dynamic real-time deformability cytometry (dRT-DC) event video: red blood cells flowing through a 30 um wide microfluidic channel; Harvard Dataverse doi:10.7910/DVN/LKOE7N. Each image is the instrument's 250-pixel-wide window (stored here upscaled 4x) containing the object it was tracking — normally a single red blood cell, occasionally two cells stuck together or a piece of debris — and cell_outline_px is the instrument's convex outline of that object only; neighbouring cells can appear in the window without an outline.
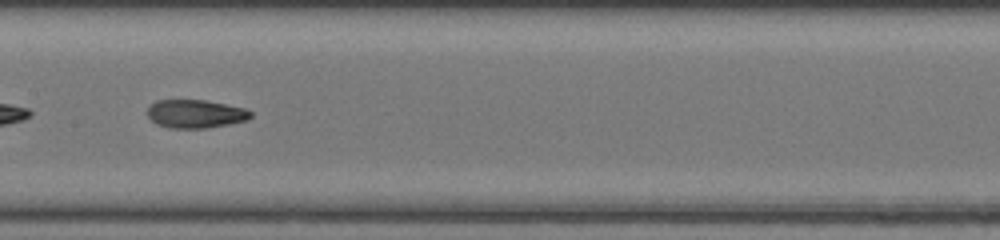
{"species": "common noctule bat (a hibernating species)", "species_latin": "Nyctalus noctula", "temperature_condition": "room temperature", "stored_images_in_passage": 33, "camera_frame_rate_fps": 3000, "um_per_image_px": 0.085, "animal": {"sex": "female", "body_mass_g": 20.0, "forearm_length_mm": 54.0}, "frame": {"image": 1, "passage_image": 15, "time_ms": 4.667, "image_size_px": [1000, 240], "cell_outline_px": [[252, 116], [248, 120], [228, 124], [204, 128], [168, 128], [156, 124], [148, 116], [148, 108], [156, 100], [204, 100], [244, 108], [252, 112]], "centroid_in_image_um": [16.61, 9.68], "position_along_channel_um": 190.8, "area_um2": 16.94}, "authors_computed_cell_mechanics": {"area_um2": 17.7446, "velocity_mm_per_s": 4.3011, "shape_relaxation_time_tau1_ms": 6.4339, "shape_relaxation_time_tau2_ms": 1.8537, "deformation_change_tau1": 0.1916, "deformation_change_tau2": 0.0857}}